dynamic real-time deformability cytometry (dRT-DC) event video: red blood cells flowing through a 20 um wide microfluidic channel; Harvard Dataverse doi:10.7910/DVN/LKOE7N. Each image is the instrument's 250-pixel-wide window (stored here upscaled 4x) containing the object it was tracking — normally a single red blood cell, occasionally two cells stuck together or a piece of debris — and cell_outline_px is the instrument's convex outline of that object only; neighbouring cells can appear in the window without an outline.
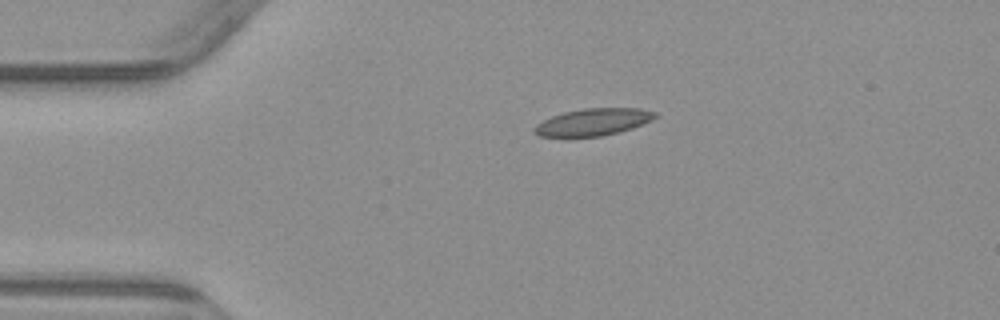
{"species": "common noctule bat (a hibernating species)", "species_latin": "Nyctalus noctula", "temperature_condition": "warm", "stored_images_in_passage": 2, "camera_frame_rate_fps": 3000, "um_per_image_px": 0.085, "animal": {"sex": "male", "body_mass_g": 23.1, "forearm_length_mm": 52.7}, "frame": {"image": 1, "passage_image": 1, "time_ms": 0.0, "image_size_px": [1000, 320], "cell_outline_px": [[660, 116], [652, 120], [632, 128], [600, 136], [568, 140], [540, 136], [532, 132], [532, 128], [536, 124], [552, 116], [564, 112], [584, 108], [640, 108], [656, 112]], "centroid_in_image_um": [50.34, 10.41], "position_along_channel_um": 34.7, "area_um2": 19.83}}